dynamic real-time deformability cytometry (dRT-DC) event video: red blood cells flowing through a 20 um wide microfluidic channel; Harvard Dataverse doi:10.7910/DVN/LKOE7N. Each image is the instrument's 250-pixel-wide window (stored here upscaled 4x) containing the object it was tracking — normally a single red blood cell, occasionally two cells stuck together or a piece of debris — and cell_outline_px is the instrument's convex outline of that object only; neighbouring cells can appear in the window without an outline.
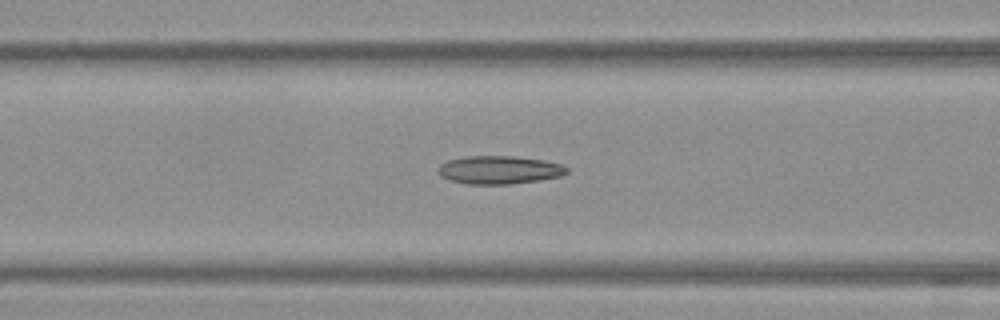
{"species": "Egyptian fruit bat (a non-hibernating species)", "species_latin": "Rousettus aegyptiacus", "temperature_condition": "warm", "stored_images_in_passage": 45, "camera_frame_rate_fps": 3000, "um_per_image_px": 0.085, "frame": {"image": 1, "passage_image": 13, "time_ms": 4.0, "image_size_px": [1000, 320], "cell_outline_px": [[568, 172], [560, 176], [540, 180], [512, 184], [468, 184], [448, 180], [440, 176], [436, 168], [440, 164], [448, 160], [468, 156], [512, 156], [544, 160], [560, 164], [568, 168]], "centroid_in_image_um": [42.4, 14.44], "position_along_channel_um": 124.2, "area_um2": 21.21}}
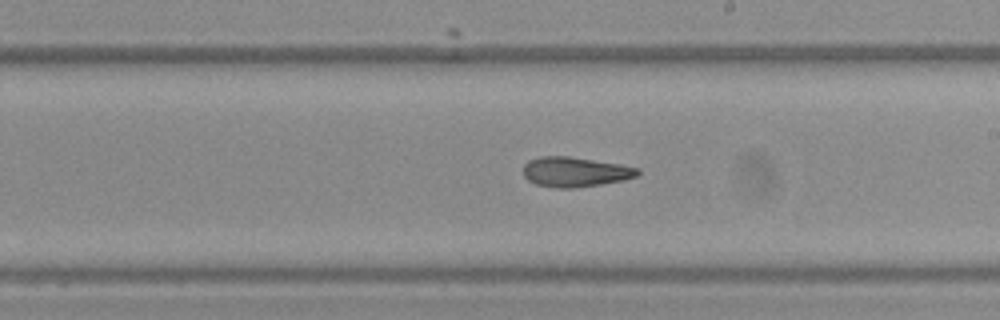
{"frame": {"image": 2, "passage_image": 22, "time_ms": 7.0, "image_size_px": [1000, 320], "cell_outline_px": [[640, 172], [636, 176], [624, 180], [600, 184], [572, 188], [560, 188], [536, 184], [528, 180], [524, 176], [524, 164], [528, 160], [540, 156], [568, 156], [620, 164], [640, 168]], "centroid_in_image_um": [48.88, 14.6], "position_along_channel_um": 240.1, "area_um2": 19.83}}
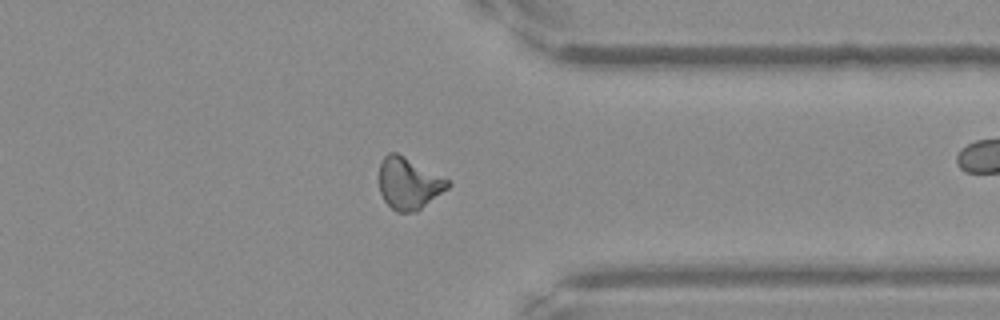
{"frame": {"image": 3, "passage_image": 33, "time_ms": 10.667, "image_size_px": [1000, 320], "cell_outline_px": [[452, 184], [448, 188], [416, 212], [396, 212], [384, 200], [380, 192], [380, 160], [388, 152], [396, 152], [448, 180]], "centroid_in_image_um": [34.72, 15.6], "position_along_channel_um": 376.7, "area_um2": 20.35}, "authors_computed_cell_mechanics": {"area_um2": 20.3456, "velocity_mm_per_s": 3.8631, "shape_relaxation_time_tau1_ms": null, "shape_relaxation_time_tau2_ms": 5.8692, "deformation_change_tau1": null, "deformation_change_tau2": 0.1448}}